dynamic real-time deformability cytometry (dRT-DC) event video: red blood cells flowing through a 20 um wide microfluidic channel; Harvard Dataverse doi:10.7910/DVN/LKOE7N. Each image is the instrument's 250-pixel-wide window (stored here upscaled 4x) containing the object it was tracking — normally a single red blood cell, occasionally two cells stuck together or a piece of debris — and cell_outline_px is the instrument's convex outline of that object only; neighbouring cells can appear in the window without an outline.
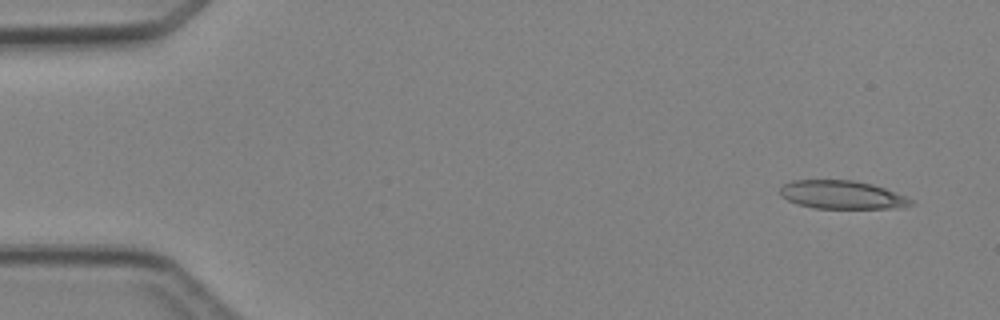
{"species": "Egyptian fruit bat (a non-hibernating species)", "species_latin": "Rousettus aegyptiacus", "temperature_condition": "cold", "stored_images_in_passage": 4, "camera_frame_rate_fps": 3000, "um_per_image_px": 0.085, "animal": {"sex": "female"}, "frame": {"image": 1, "passage_image": 1, "time_ms": 0.0, "image_size_px": [1000, 320], "cell_outline_px": [[916, 204], [888, 208], [816, 208], [796, 204], [780, 196], [780, 188], [784, 184], [792, 180], [852, 180], [872, 184], [884, 188], [916, 200]], "centroid_in_image_um": [71.56, 16.55], "position_along_channel_um": 13.4, "area_um2": 21.56}}
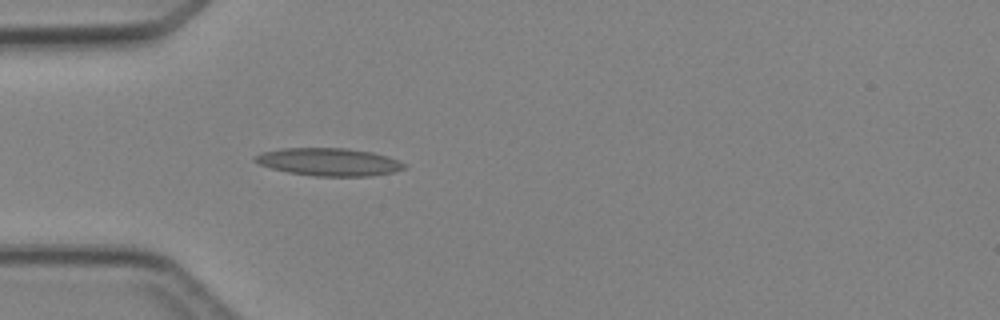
{"frame": {"image": 2, "passage_image": 4, "time_ms": 3.667, "image_size_px": [1000, 320], "cell_outline_px": [[404, 168], [396, 172], [372, 176], [316, 176], [288, 172], [272, 168], [260, 164], [252, 160], [256, 156], [264, 152], [284, 148], [344, 148], [372, 152], [388, 156], [404, 164]], "centroid_in_image_um": [27.98, 13.77], "position_along_channel_um": 57.0, "area_um2": 23.87}}